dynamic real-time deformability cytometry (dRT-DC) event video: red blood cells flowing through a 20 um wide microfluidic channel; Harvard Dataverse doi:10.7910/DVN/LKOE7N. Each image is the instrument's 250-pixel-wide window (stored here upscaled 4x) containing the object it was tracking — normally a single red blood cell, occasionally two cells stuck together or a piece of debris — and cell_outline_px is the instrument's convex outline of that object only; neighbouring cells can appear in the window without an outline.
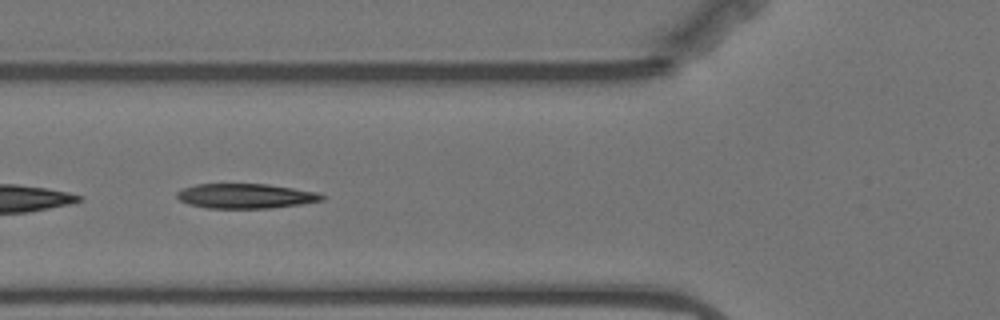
{"species": "Egyptian fruit bat (a non-hibernating species)", "species_latin": "Rousettus aegyptiacus", "temperature_condition": "warm", "stored_images_in_passage": 14, "camera_frame_rate_fps": 3000, "um_per_image_px": 0.085, "animal": {"sex": "female"}, "frame": {"image": 1, "passage_image": 5, "time_ms": 1.333, "image_size_px": [1000, 320], "cell_outline_px": [[324, 200], [300, 204], [268, 208], [208, 208], [188, 204], [180, 200], [176, 196], [176, 192], [184, 188], [196, 184], [268, 184], [316, 192], [324, 196]], "centroid_in_image_um": [20.84, 16.66], "position_along_channel_um": 105.0, "area_um2": 20.75}}